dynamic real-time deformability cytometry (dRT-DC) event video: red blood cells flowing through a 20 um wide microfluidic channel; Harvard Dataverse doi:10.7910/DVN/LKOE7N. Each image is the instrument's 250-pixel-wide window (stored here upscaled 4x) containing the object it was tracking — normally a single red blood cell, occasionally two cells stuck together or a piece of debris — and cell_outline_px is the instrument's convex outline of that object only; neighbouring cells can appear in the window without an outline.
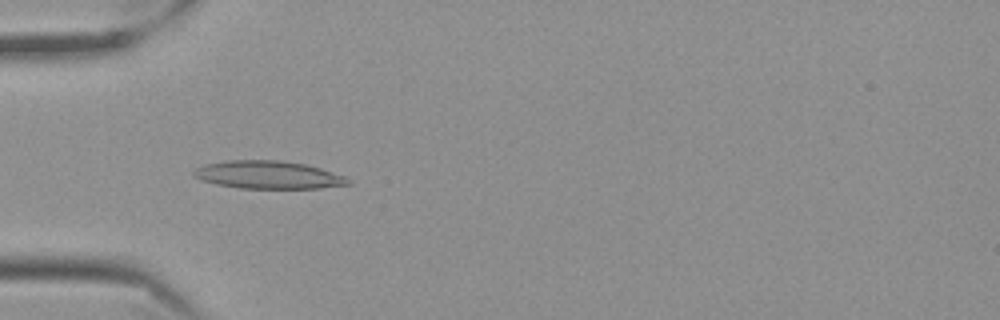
{"species": "Egyptian fruit bat (a non-hibernating species)", "species_latin": "Rousettus aegyptiacus", "temperature_condition": "cold", "stored_images_in_passage": 57, "camera_frame_rate_fps": 3000, "um_per_image_px": 0.085, "frame": {"image": 1, "passage_image": 18, "time_ms": 5.667, "image_size_px": [1000, 320], "cell_outline_px": [[352, 184], [320, 188], [240, 188], [216, 184], [200, 180], [192, 176], [192, 172], [196, 168], [204, 164], [228, 160], [280, 160], [304, 164], [320, 168], [344, 176]], "centroid_in_image_um": [22.75, 14.86], "position_along_channel_um": 62.3, "area_um2": 25.03}}
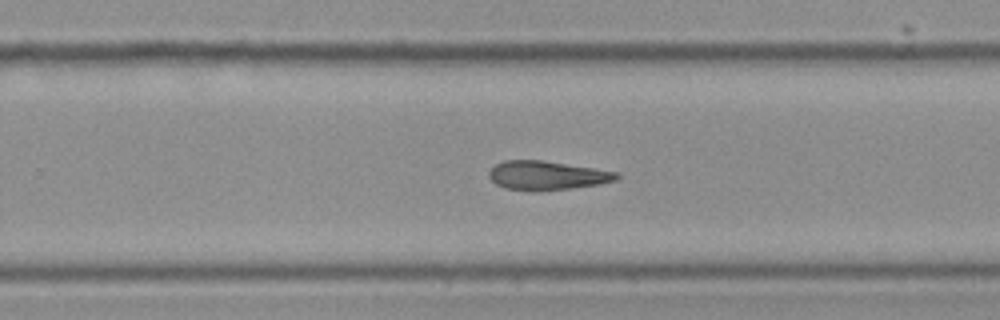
{"frame": {"image": 2, "passage_image": 37, "time_ms": 12.0, "image_size_px": [1000, 320], "cell_outline_px": [[620, 176], [616, 180], [600, 184], [568, 188], [504, 188], [496, 184], [488, 176], [488, 172], [496, 164], [504, 160], [540, 160], [620, 172]], "centroid_in_image_um": [46.52, 14.87], "position_along_channel_um": 283.3, "area_um2": 20.63}}
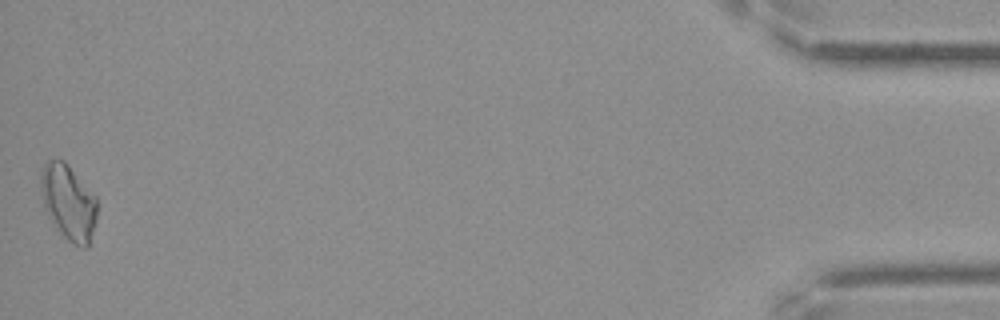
{"frame": {"image": 3, "passage_image": 57, "time_ms": 18.667, "image_size_px": [1000, 320], "cell_outline_px": [[96, 220], [88, 248], [80, 248], [68, 240], [60, 232], [44, 208], [40, 188], [40, 172], [44, 164], [48, 160], [64, 160], [96, 196]], "centroid_in_image_um": [5.81, 17.18], "position_along_channel_um": 429.4, "area_um2": 24.62}, "authors_computed_cell_mechanics": {"area_um2": 22.253, "velocity_mm_per_s": 3.5294, "shape_relaxation_time_tau1_ms": null, "shape_relaxation_time_tau2_ms": 2.3261, "deformation_change_tau1": null, "deformation_change_tau2": 0.1089}}